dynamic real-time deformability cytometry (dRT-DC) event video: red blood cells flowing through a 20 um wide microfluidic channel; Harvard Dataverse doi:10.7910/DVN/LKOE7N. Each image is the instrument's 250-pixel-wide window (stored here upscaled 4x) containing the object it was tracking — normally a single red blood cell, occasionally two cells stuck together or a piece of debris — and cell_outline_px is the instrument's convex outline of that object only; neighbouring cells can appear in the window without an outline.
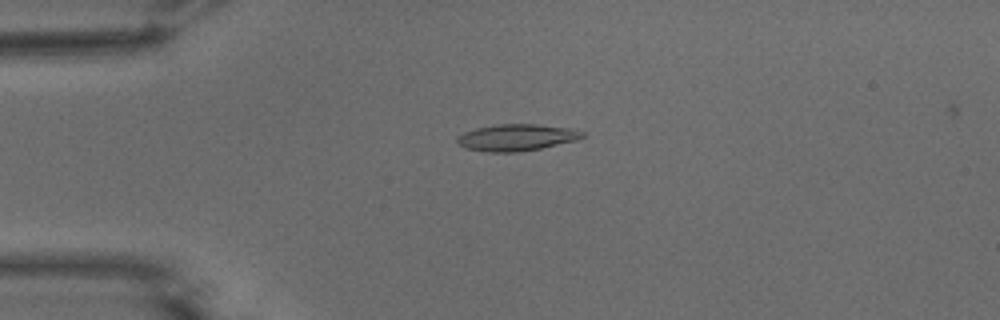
{"species": "common noctule bat (a hibernating species)", "species_latin": "Nyctalus noctula", "temperature_condition": "warm", "stored_images_in_passage": 53, "camera_frame_rate_fps": 3000, "um_per_image_px": 0.085, "animal": {"sex": "male", "body_mass_g": 15.6}, "frame": {"image": 1, "passage_image": 13, "time_ms": 4.0, "image_size_px": [1000, 320], "cell_outline_px": [[584, 136], [580, 140], [540, 148], [516, 152], [488, 152], [464, 148], [456, 140], [456, 136], [464, 132], [476, 128], [496, 124], [536, 124], [572, 128], [584, 132]], "centroid_in_image_um": [43.92, 11.68], "position_along_channel_um": 41.1, "area_um2": 19.59}}
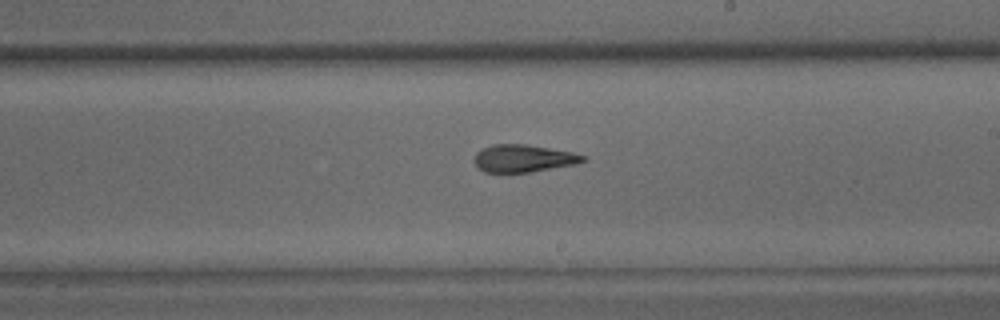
{"frame": {"image": 2, "passage_image": 31, "time_ms": 10.0, "image_size_px": [1000, 320], "cell_outline_px": [[588, 160], [576, 164], [528, 172], [484, 172], [472, 160], [476, 152], [492, 144], [524, 144], [572, 152], [588, 156]], "centroid_in_image_um": [44.5, 13.46], "position_along_channel_um": 244.5, "area_um2": 17.34}}
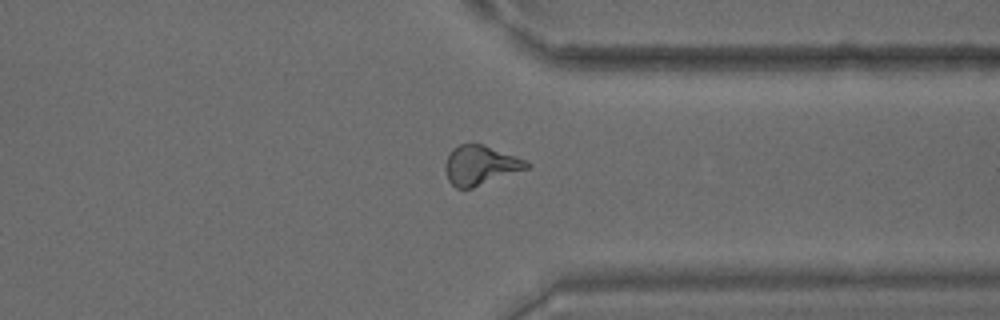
{"frame": {"image": 3, "passage_image": 41, "time_ms": 13.333, "image_size_px": [1000, 320], "cell_outline_px": [[532, 164], [528, 168], [472, 188], [456, 188], [448, 180], [444, 168], [444, 164], [448, 152], [452, 148], [460, 144], [484, 144], [516, 156]], "centroid_in_image_um": [40.79, 14.03], "position_along_channel_um": 370.6, "area_um2": 18.73}, "authors_computed_cell_mechanics": {"area_um2": 18.496, "velocity_mm_per_s": 3.8231, "shape_relaxation_time_tau1_ms": null, "shape_relaxation_time_tau2_ms": 2.3658, "deformation_change_tau1": null, "deformation_change_tau2": 0.1025}}